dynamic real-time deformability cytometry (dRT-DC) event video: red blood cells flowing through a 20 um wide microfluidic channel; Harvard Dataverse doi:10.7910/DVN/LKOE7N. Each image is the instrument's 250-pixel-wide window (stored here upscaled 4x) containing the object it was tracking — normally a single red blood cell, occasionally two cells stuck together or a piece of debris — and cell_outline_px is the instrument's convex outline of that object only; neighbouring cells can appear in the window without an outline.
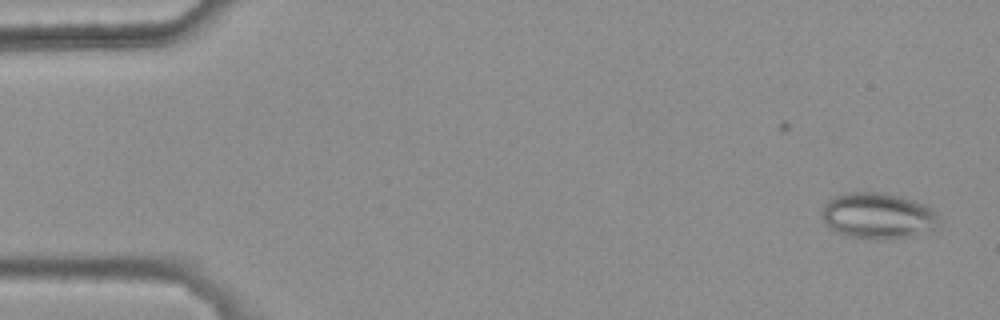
{"species": "common noctule bat (a hibernating species)", "species_latin": "Nyctalus noctula", "temperature_condition": "warm", "stored_images_in_passage": 2, "camera_frame_rate_fps": 3000, "um_per_image_px": 0.085, "animal": {"sex": "female", "body_mass_g": 25.1}, "frame": {"image": 1, "passage_image": 2, "time_ms": 0.333, "image_size_px": [1000, 320], "cell_outline_px": [[940, 220], [928, 236], [884, 240], [848, 236], [836, 232], [828, 228], [824, 224], [820, 216], [820, 212], [824, 204], [832, 196], [844, 192], [880, 192], [900, 196], [916, 200], [932, 208], [936, 212]], "centroid_in_image_um": [74.64, 18.36], "position_along_channel_um": 10.4, "area_um2": 32.66}}